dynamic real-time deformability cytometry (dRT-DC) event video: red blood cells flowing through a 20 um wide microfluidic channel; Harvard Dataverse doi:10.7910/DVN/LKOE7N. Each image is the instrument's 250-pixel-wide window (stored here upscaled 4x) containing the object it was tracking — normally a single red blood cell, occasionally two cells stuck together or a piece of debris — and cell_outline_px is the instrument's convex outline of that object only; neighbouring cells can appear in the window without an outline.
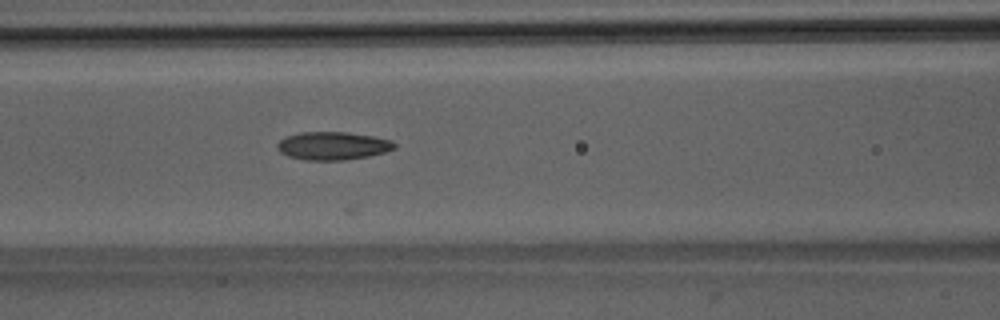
{"species": "Egyptian fruit bat (a non-hibernating species)", "species_latin": "Rousettus aegyptiacus", "temperature_condition": "room temperature", "stored_images_in_passage": 11, "camera_frame_rate_fps": 3000, "um_per_image_px": 0.085, "animal": {"sex": "male"}, "frame": {"image": 1, "passage_image": 6, "time_ms": 1.667, "image_size_px": [1000, 320], "cell_outline_px": [[396, 148], [384, 152], [368, 156], [344, 160], [304, 160], [288, 156], [280, 152], [276, 148], [276, 144], [284, 136], [300, 132], [348, 132], [372, 136], [392, 140], [396, 144]], "centroid_in_image_um": [28.25, 12.39], "position_along_channel_um": 138.3, "area_um2": 19.31}}